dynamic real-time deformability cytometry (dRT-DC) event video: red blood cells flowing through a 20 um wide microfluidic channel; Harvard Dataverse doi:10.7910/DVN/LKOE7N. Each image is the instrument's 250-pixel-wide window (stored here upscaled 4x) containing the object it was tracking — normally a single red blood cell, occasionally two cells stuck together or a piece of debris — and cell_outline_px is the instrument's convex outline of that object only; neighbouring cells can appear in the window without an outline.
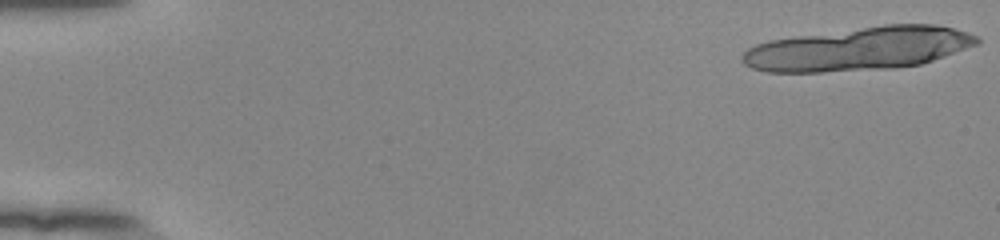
{"species": "human", "species_latin": "Homo sapiens", "temperature_condition": "room temperature", "stored_images_in_passage": 21, "segment_of_instrument_passage": [1, 2], "camera_frame_rate_fps": 3000, "um_per_image_px": 0.085, "donor": {"sex": "female"}, "frame": {"image": 1, "passage_image": 1, "time_ms": 0.0, "image_size_px": [1000, 240], "cell_outline_px": [[980, 44], [920, 64], [892, 68], [820, 72], [768, 72], [752, 68], [744, 64], [740, 60], [740, 56], [748, 48], [756, 44], [772, 40], [884, 24], [936, 24], [968, 32], [980, 36]], "centroid_in_image_um": [73.03, 4.14], "position_along_channel_um": 12.0, "area_um2": 59.07}}